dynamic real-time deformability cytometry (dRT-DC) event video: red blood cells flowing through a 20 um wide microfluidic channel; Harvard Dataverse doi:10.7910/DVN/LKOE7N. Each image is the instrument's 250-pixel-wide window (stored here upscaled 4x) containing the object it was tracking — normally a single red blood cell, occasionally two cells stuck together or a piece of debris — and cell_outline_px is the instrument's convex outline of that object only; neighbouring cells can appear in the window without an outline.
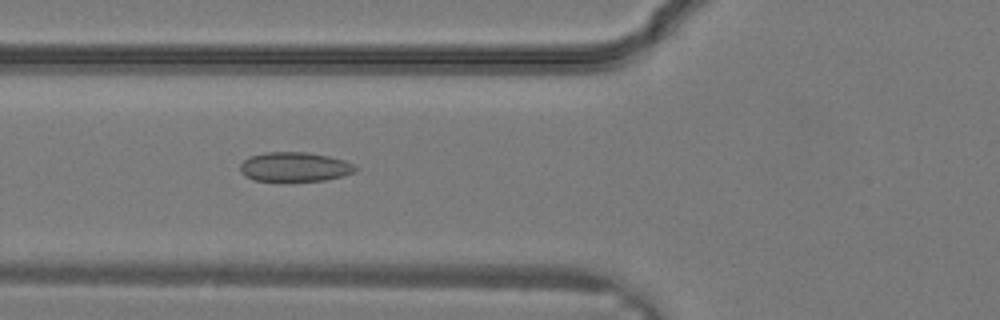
{"species": "common noctule bat (a hibernating species)", "species_latin": "Nyctalus noctula", "temperature_condition": "warm", "stored_images_in_passage": 25, "camera_frame_rate_fps": 3000, "um_per_image_px": 0.085, "animal": {"sex": "male", "body_mass_g": 19.2, "forearm_length_mm": 51.8}, "frame": {"image": 1, "passage_image": 5, "time_ms": 1.333, "image_size_px": [1000, 320], "cell_outline_px": [[356, 172], [344, 176], [324, 180], [292, 184], [252, 180], [244, 176], [240, 172], [240, 164], [248, 156], [268, 152], [308, 152], [328, 156], [344, 160], [352, 164], [356, 168]], "centroid_in_image_um": [25.0, 14.24], "position_along_channel_um": 100.8, "area_um2": 20.69}}
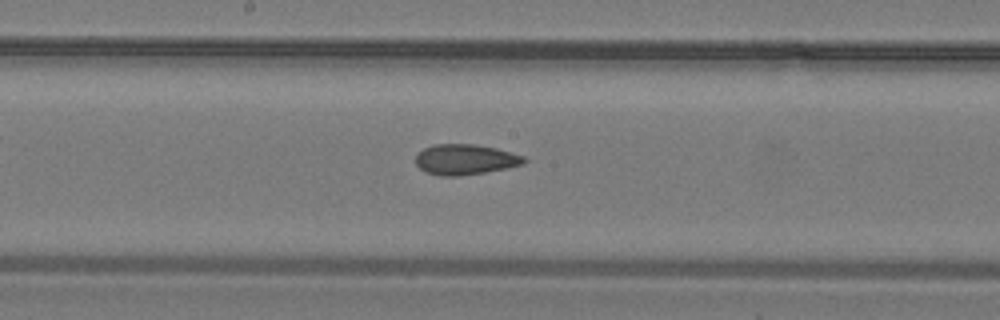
{"frame": {"image": 2, "passage_image": 10, "time_ms": 3.0, "image_size_px": [1000, 320], "cell_outline_px": [[528, 160], [524, 164], [484, 172], [460, 176], [440, 176], [428, 172], [420, 168], [416, 164], [416, 156], [424, 148], [432, 144], [476, 144], [496, 148], [524, 156]], "centroid_in_image_um": [39.55, 13.55], "position_along_channel_um": 208.6, "area_um2": 19.13}}
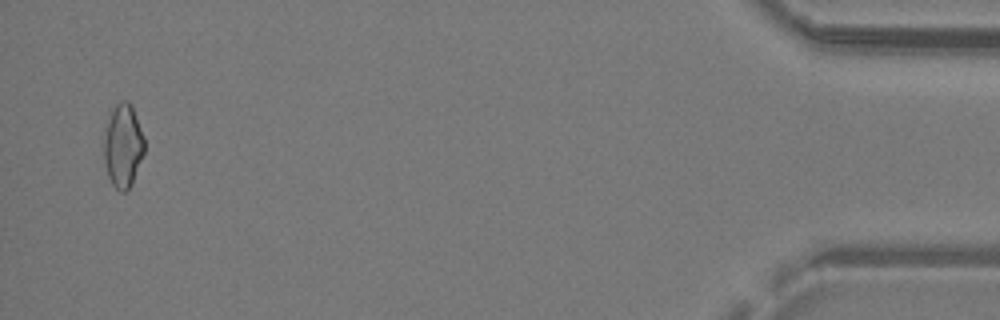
{"frame": {"image": 3, "passage_image": 24, "time_ms": 7.667, "image_size_px": [1000, 320], "cell_outline_px": [[144, 152], [132, 184], [124, 192], [120, 192], [112, 184], [108, 176], [104, 160], [104, 140], [108, 120], [116, 104], [120, 100], [128, 100], [132, 108], [144, 136]], "centroid_in_image_um": [10.46, 12.41], "position_along_channel_um": 424.7, "area_um2": 19.36}}